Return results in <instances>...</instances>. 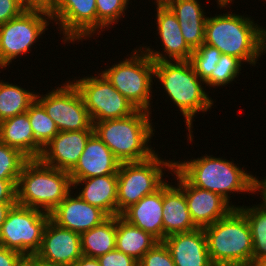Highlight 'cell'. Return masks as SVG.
<instances>
[{"instance_id": "c3c4849f", "label": "cell", "mask_w": 266, "mask_h": 266, "mask_svg": "<svg viewBox=\"0 0 266 266\" xmlns=\"http://www.w3.org/2000/svg\"><path fill=\"white\" fill-rule=\"evenodd\" d=\"M251 265L252 266H266V257L253 261Z\"/></svg>"}, {"instance_id": "e575fe53", "label": "cell", "mask_w": 266, "mask_h": 266, "mask_svg": "<svg viewBox=\"0 0 266 266\" xmlns=\"http://www.w3.org/2000/svg\"><path fill=\"white\" fill-rule=\"evenodd\" d=\"M139 266H175V263L165 244L159 242L142 257Z\"/></svg>"}, {"instance_id": "ee69618b", "label": "cell", "mask_w": 266, "mask_h": 266, "mask_svg": "<svg viewBox=\"0 0 266 266\" xmlns=\"http://www.w3.org/2000/svg\"><path fill=\"white\" fill-rule=\"evenodd\" d=\"M234 3V0H217L216 3H217V6L221 9L223 8H231L229 5L230 4H233Z\"/></svg>"}, {"instance_id": "f35d334b", "label": "cell", "mask_w": 266, "mask_h": 266, "mask_svg": "<svg viewBox=\"0 0 266 266\" xmlns=\"http://www.w3.org/2000/svg\"><path fill=\"white\" fill-rule=\"evenodd\" d=\"M25 258L20 252L0 245V266H18Z\"/></svg>"}, {"instance_id": "7dc6e473", "label": "cell", "mask_w": 266, "mask_h": 266, "mask_svg": "<svg viewBox=\"0 0 266 266\" xmlns=\"http://www.w3.org/2000/svg\"><path fill=\"white\" fill-rule=\"evenodd\" d=\"M34 266H62V265L48 264V263H45V262H43L41 260H38L34 256Z\"/></svg>"}, {"instance_id": "9a60e30c", "label": "cell", "mask_w": 266, "mask_h": 266, "mask_svg": "<svg viewBox=\"0 0 266 266\" xmlns=\"http://www.w3.org/2000/svg\"><path fill=\"white\" fill-rule=\"evenodd\" d=\"M156 7V31L161 42V49L156 51L141 44V49L154 61H188L193 50L185 42L179 22L168 6ZM143 45V46H142Z\"/></svg>"}, {"instance_id": "836d02e7", "label": "cell", "mask_w": 266, "mask_h": 266, "mask_svg": "<svg viewBox=\"0 0 266 266\" xmlns=\"http://www.w3.org/2000/svg\"><path fill=\"white\" fill-rule=\"evenodd\" d=\"M221 55V51L216 47L203 43L193 50L189 61L195 73L205 81L211 75Z\"/></svg>"}, {"instance_id": "681fc988", "label": "cell", "mask_w": 266, "mask_h": 266, "mask_svg": "<svg viewBox=\"0 0 266 266\" xmlns=\"http://www.w3.org/2000/svg\"><path fill=\"white\" fill-rule=\"evenodd\" d=\"M217 266H252L251 264H232V265H217Z\"/></svg>"}, {"instance_id": "ab89813d", "label": "cell", "mask_w": 266, "mask_h": 266, "mask_svg": "<svg viewBox=\"0 0 266 266\" xmlns=\"http://www.w3.org/2000/svg\"><path fill=\"white\" fill-rule=\"evenodd\" d=\"M56 0H21L26 10H39L51 13Z\"/></svg>"}, {"instance_id": "bcb514c9", "label": "cell", "mask_w": 266, "mask_h": 266, "mask_svg": "<svg viewBox=\"0 0 266 266\" xmlns=\"http://www.w3.org/2000/svg\"><path fill=\"white\" fill-rule=\"evenodd\" d=\"M153 4L156 6H168L173 0H152Z\"/></svg>"}, {"instance_id": "b9f144b4", "label": "cell", "mask_w": 266, "mask_h": 266, "mask_svg": "<svg viewBox=\"0 0 266 266\" xmlns=\"http://www.w3.org/2000/svg\"><path fill=\"white\" fill-rule=\"evenodd\" d=\"M256 194H257L256 195L257 197L259 194L260 199L266 202V176L261 177L260 179H259V176L257 177V193Z\"/></svg>"}, {"instance_id": "5bb4252c", "label": "cell", "mask_w": 266, "mask_h": 266, "mask_svg": "<svg viewBox=\"0 0 266 266\" xmlns=\"http://www.w3.org/2000/svg\"><path fill=\"white\" fill-rule=\"evenodd\" d=\"M184 191L191 219L197 228L204 229L227 216L234 207L221 195L191 185L175 168L171 173Z\"/></svg>"}, {"instance_id": "ba28073f", "label": "cell", "mask_w": 266, "mask_h": 266, "mask_svg": "<svg viewBox=\"0 0 266 266\" xmlns=\"http://www.w3.org/2000/svg\"><path fill=\"white\" fill-rule=\"evenodd\" d=\"M174 161L162 158L157 151L149 159L121 163L117 172V215L159 190L167 182L165 171H173Z\"/></svg>"}, {"instance_id": "f546056e", "label": "cell", "mask_w": 266, "mask_h": 266, "mask_svg": "<svg viewBox=\"0 0 266 266\" xmlns=\"http://www.w3.org/2000/svg\"><path fill=\"white\" fill-rule=\"evenodd\" d=\"M35 140L44 147L59 132L56 123L48 116L44 107L35 100L26 111Z\"/></svg>"}, {"instance_id": "4fadbf2b", "label": "cell", "mask_w": 266, "mask_h": 266, "mask_svg": "<svg viewBox=\"0 0 266 266\" xmlns=\"http://www.w3.org/2000/svg\"><path fill=\"white\" fill-rule=\"evenodd\" d=\"M50 16L67 46L97 34L96 0H56Z\"/></svg>"}, {"instance_id": "1f68e13d", "label": "cell", "mask_w": 266, "mask_h": 266, "mask_svg": "<svg viewBox=\"0 0 266 266\" xmlns=\"http://www.w3.org/2000/svg\"><path fill=\"white\" fill-rule=\"evenodd\" d=\"M130 0H96L97 8V37L103 35V31L112 28L121 18L127 15L128 6L131 4ZM99 33V34H98Z\"/></svg>"}, {"instance_id": "277c9868", "label": "cell", "mask_w": 266, "mask_h": 266, "mask_svg": "<svg viewBox=\"0 0 266 266\" xmlns=\"http://www.w3.org/2000/svg\"><path fill=\"white\" fill-rule=\"evenodd\" d=\"M151 113L136 110L124 118L94 122V133L121 163L149 159L156 153L151 145L156 132Z\"/></svg>"}, {"instance_id": "3957f363", "label": "cell", "mask_w": 266, "mask_h": 266, "mask_svg": "<svg viewBox=\"0 0 266 266\" xmlns=\"http://www.w3.org/2000/svg\"><path fill=\"white\" fill-rule=\"evenodd\" d=\"M204 154L200 158L174 161V168L193 186L221 195L234 208L230 194L257 193V176L248 172L238 163ZM223 158V159H222ZM189 160V161H188ZM238 165V166H237Z\"/></svg>"}, {"instance_id": "f1b7e54d", "label": "cell", "mask_w": 266, "mask_h": 266, "mask_svg": "<svg viewBox=\"0 0 266 266\" xmlns=\"http://www.w3.org/2000/svg\"><path fill=\"white\" fill-rule=\"evenodd\" d=\"M259 201L257 205L238 206L250 225L253 240L252 262L266 257V202Z\"/></svg>"}, {"instance_id": "f6af8a7d", "label": "cell", "mask_w": 266, "mask_h": 266, "mask_svg": "<svg viewBox=\"0 0 266 266\" xmlns=\"http://www.w3.org/2000/svg\"><path fill=\"white\" fill-rule=\"evenodd\" d=\"M18 266H34V256L26 257Z\"/></svg>"}, {"instance_id": "2e32d148", "label": "cell", "mask_w": 266, "mask_h": 266, "mask_svg": "<svg viewBox=\"0 0 266 266\" xmlns=\"http://www.w3.org/2000/svg\"><path fill=\"white\" fill-rule=\"evenodd\" d=\"M81 256L80 234L62 228L49 219L43 232L41 248L35 257L48 264L72 266Z\"/></svg>"}, {"instance_id": "7402d4cb", "label": "cell", "mask_w": 266, "mask_h": 266, "mask_svg": "<svg viewBox=\"0 0 266 266\" xmlns=\"http://www.w3.org/2000/svg\"><path fill=\"white\" fill-rule=\"evenodd\" d=\"M117 186V174L77 179L72 182V189H77L76 194L81 199L103 210L109 217L117 216Z\"/></svg>"}, {"instance_id": "8d00e7d4", "label": "cell", "mask_w": 266, "mask_h": 266, "mask_svg": "<svg viewBox=\"0 0 266 266\" xmlns=\"http://www.w3.org/2000/svg\"><path fill=\"white\" fill-rule=\"evenodd\" d=\"M25 10L21 0H0V25L18 17Z\"/></svg>"}, {"instance_id": "4316f807", "label": "cell", "mask_w": 266, "mask_h": 266, "mask_svg": "<svg viewBox=\"0 0 266 266\" xmlns=\"http://www.w3.org/2000/svg\"><path fill=\"white\" fill-rule=\"evenodd\" d=\"M117 216H111L102 224L82 233V255L98 258L116 248Z\"/></svg>"}, {"instance_id": "ffe728a7", "label": "cell", "mask_w": 266, "mask_h": 266, "mask_svg": "<svg viewBox=\"0 0 266 266\" xmlns=\"http://www.w3.org/2000/svg\"><path fill=\"white\" fill-rule=\"evenodd\" d=\"M162 242L168 248L175 266H214L202 228L170 235Z\"/></svg>"}, {"instance_id": "cb8c5ba5", "label": "cell", "mask_w": 266, "mask_h": 266, "mask_svg": "<svg viewBox=\"0 0 266 266\" xmlns=\"http://www.w3.org/2000/svg\"><path fill=\"white\" fill-rule=\"evenodd\" d=\"M199 0H173L168 7L175 14L185 42L195 50L205 40L207 14Z\"/></svg>"}, {"instance_id": "d590c367", "label": "cell", "mask_w": 266, "mask_h": 266, "mask_svg": "<svg viewBox=\"0 0 266 266\" xmlns=\"http://www.w3.org/2000/svg\"><path fill=\"white\" fill-rule=\"evenodd\" d=\"M100 266H139V262L133 257L120 252L116 248L107 254L99 256Z\"/></svg>"}, {"instance_id": "d6986e66", "label": "cell", "mask_w": 266, "mask_h": 266, "mask_svg": "<svg viewBox=\"0 0 266 266\" xmlns=\"http://www.w3.org/2000/svg\"><path fill=\"white\" fill-rule=\"evenodd\" d=\"M120 164L108 146L94 133L69 175L73 182L77 179L117 174Z\"/></svg>"}, {"instance_id": "44dd1931", "label": "cell", "mask_w": 266, "mask_h": 266, "mask_svg": "<svg viewBox=\"0 0 266 266\" xmlns=\"http://www.w3.org/2000/svg\"><path fill=\"white\" fill-rule=\"evenodd\" d=\"M172 183L168 181L163 185V240L173 234L197 229L191 219L184 191Z\"/></svg>"}, {"instance_id": "d4e9b609", "label": "cell", "mask_w": 266, "mask_h": 266, "mask_svg": "<svg viewBox=\"0 0 266 266\" xmlns=\"http://www.w3.org/2000/svg\"><path fill=\"white\" fill-rule=\"evenodd\" d=\"M0 141L20 150L29 159H39L43 151L35 140L27 112L0 122Z\"/></svg>"}, {"instance_id": "52a82bcc", "label": "cell", "mask_w": 266, "mask_h": 266, "mask_svg": "<svg viewBox=\"0 0 266 266\" xmlns=\"http://www.w3.org/2000/svg\"><path fill=\"white\" fill-rule=\"evenodd\" d=\"M138 48V49H137ZM125 59L101 72L137 110L152 112L154 61L141 49L136 47Z\"/></svg>"}, {"instance_id": "8fae6325", "label": "cell", "mask_w": 266, "mask_h": 266, "mask_svg": "<svg viewBox=\"0 0 266 266\" xmlns=\"http://www.w3.org/2000/svg\"><path fill=\"white\" fill-rule=\"evenodd\" d=\"M89 75L71 81L79 90L92 123L124 118L137 110L101 72Z\"/></svg>"}, {"instance_id": "d6a6232c", "label": "cell", "mask_w": 266, "mask_h": 266, "mask_svg": "<svg viewBox=\"0 0 266 266\" xmlns=\"http://www.w3.org/2000/svg\"><path fill=\"white\" fill-rule=\"evenodd\" d=\"M29 160L20 150L0 141V179L18 180L25 163Z\"/></svg>"}, {"instance_id": "7a4b0ae2", "label": "cell", "mask_w": 266, "mask_h": 266, "mask_svg": "<svg viewBox=\"0 0 266 266\" xmlns=\"http://www.w3.org/2000/svg\"><path fill=\"white\" fill-rule=\"evenodd\" d=\"M156 80L164 90L163 94H166L165 100H171L170 104H174L185 119L187 141L193 142V122L196 114H207L215 102L206 91L204 81L195 73L189 60L154 62V82Z\"/></svg>"}, {"instance_id": "6da1fadb", "label": "cell", "mask_w": 266, "mask_h": 266, "mask_svg": "<svg viewBox=\"0 0 266 266\" xmlns=\"http://www.w3.org/2000/svg\"><path fill=\"white\" fill-rule=\"evenodd\" d=\"M214 15L207 16L204 43L255 67L266 53V28L248 14L227 11Z\"/></svg>"}, {"instance_id": "603a6c76", "label": "cell", "mask_w": 266, "mask_h": 266, "mask_svg": "<svg viewBox=\"0 0 266 266\" xmlns=\"http://www.w3.org/2000/svg\"><path fill=\"white\" fill-rule=\"evenodd\" d=\"M163 186L127 208L121 216L130 224L163 241Z\"/></svg>"}, {"instance_id": "e0dca14e", "label": "cell", "mask_w": 266, "mask_h": 266, "mask_svg": "<svg viewBox=\"0 0 266 266\" xmlns=\"http://www.w3.org/2000/svg\"><path fill=\"white\" fill-rule=\"evenodd\" d=\"M108 218L103 210L85 202L74 190L50 213V219L58 226L80 235Z\"/></svg>"}, {"instance_id": "484cf974", "label": "cell", "mask_w": 266, "mask_h": 266, "mask_svg": "<svg viewBox=\"0 0 266 266\" xmlns=\"http://www.w3.org/2000/svg\"><path fill=\"white\" fill-rule=\"evenodd\" d=\"M159 241L117 215L116 249L140 261Z\"/></svg>"}, {"instance_id": "4dcf8cb0", "label": "cell", "mask_w": 266, "mask_h": 266, "mask_svg": "<svg viewBox=\"0 0 266 266\" xmlns=\"http://www.w3.org/2000/svg\"><path fill=\"white\" fill-rule=\"evenodd\" d=\"M244 64L236 57L222 54L211 75L204 81L205 86L211 88H222L230 85L239 78ZM217 86V87H216ZM221 86V87H220Z\"/></svg>"}, {"instance_id": "7c38bea8", "label": "cell", "mask_w": 266, "mask_h": 266, "mask_svg": "<svg viewBox=\"0 0 266 266\" xmlns=\"http://www.w3.org/2000/svg\"><path fill=\"white\" fill-rule=\"evenodd\" d=\"M67 80L60 87H52L47 94L37 92L36 100L56 123L59 131L94 130L79 90L70 78Z\"/></svg>"}, {"instance_id": "74e56055", "label": "cell", "mask_w": 266, "mask_h": 266, "mask_svg": "<svg viewBox=\"0 0 266 266\" xmlns=\"http://www.w3.org/2000/svg\"><path fill=\"white\" fill-rule=\"evenodd\" d=\"M17 182L0 179V203H17Z\"/></svg>"}, {"instance_id": "7bdbcfd3", "label": "cell", "mask_w": 266, "mask_h": 266, "mask_svg": "<svg viewBox=\"0 0 266 266\" xmlns=\"http://www.w3.org/2000/svg\"><path fill=\"white\" fill-rule=\"evenodd\" d=\"M17 203H0V228L7 218L8 212Z\"/></svg>"}, {"instance_id": "60d3db41", "label": "cell", "mask_w": 266, "mask_h": 266, "mask_svg": "<svg viewBox=\"0 0 266 266\" xmlns=\"http://www.w3.org/2000/svg\"><path fill=\"white\" fill-rule=\"evenodd\" d=\"M72 266H100V263L97 258L86 257L82 255L80 259Z\"/></svg>"}, {"instance_id": "8992f818", "label": "cell", "mask_w": 266, "mask_h": 266, "mask_svg": "<svg viewBox=\"0 0 266 266\" xmlns=\"http://www.w3.org/2000/svg\"><path fill=\"white\" fill-rule=\"evenodd\" d=\"M214 266L252 264L253 240L245 215L234 208L227 216L204 228Z\"/></svg>"}, {"instance_id": "ac0fdd59", "label": "cell", "mask_w": 266, "mask_h": 266, "mask_svg": "<svg viewBox=\"0 0 266 266\" xmlns=\"http://www.w3.org/2000/svg\"><path fill=\"white\" fill-rule=\"evenodd\" d=\"M93 134L94 130L59 131L43 147L39 159L48 166L70 172Z\"/></svg>"}, {"instance_id": "9c48e42d", "label": "cell", "mask_w": 266, "mask_h": 266, "mask_svg": "<svg viewBox=\"0 0 266 266\" xmlns=\"http://www.w3.org/2000/svg\"><path fill=\"white\" fill-rule=\"evenodd\" d=\"M50 23L53 24L49 13L25 10L18 17L0 25V73L17 58L25 57L27 53L29 55L35 47L33 45L40 42L39 38L49 29Z\"/></svg>"}, {"instance_id": "5b68a950", "label": "cell", "mask_w": 266, "mask_h": 266, "mask_svg": "<svg viewBox=\"0 0 266 266\" xmlns=\"http://www.w3.org/2000/svg\"><path fill=\"white\" fill-rule=\"evenodd\" d=\"M17 204L51 213L72 191L68 171L44 164L40 159H29L19 175Z\"/></svg>"}, {"instance_id": "83f0119b", "label": "cell", "mask_w": 266, "mask_h": 266, "mask_svg": "<svg viewBox=\"0 0 266 266\" xmlns=\"http://www.w3.org/2000/svg\"><path fill=\"white\" fill-rule=\"evenodd\" d=\"M0 79V122L25 113L36 100L34 92Z\"/></svg>"}, {"instance_id": "30bf717a", "label": "cell", "mask_w": 266, "mask_h": 266, "mask_svg": "<svg viewBox=\"0 0 266 266\" xmlns=\"http://www.w3.org/2000/svg\"><path fill=\"white\" fill-rule=\"evenodd\" d=\"M50 214L31 207L14 205L0 228V245L33 257L40 250Z\"/></svg>"}]
</instances>
